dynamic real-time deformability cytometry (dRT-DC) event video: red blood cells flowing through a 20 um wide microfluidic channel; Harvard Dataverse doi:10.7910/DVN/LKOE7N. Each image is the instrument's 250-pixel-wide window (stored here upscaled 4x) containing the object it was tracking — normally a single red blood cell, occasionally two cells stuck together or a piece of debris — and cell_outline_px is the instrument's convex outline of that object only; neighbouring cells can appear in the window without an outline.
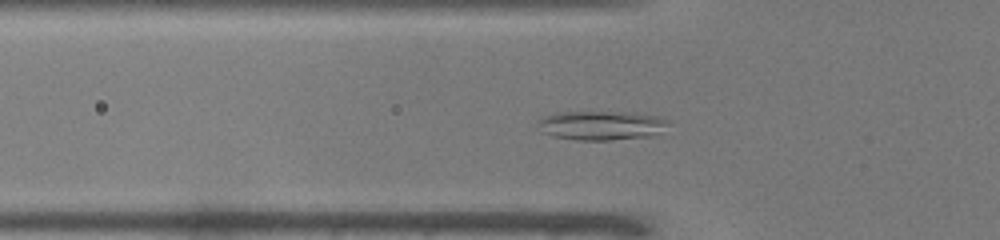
{"species": "common noctule bat (a hibernating species)", "species_latin": "Nyctalus noctula", "temperature_condition": "warm", "stored_images_in_passage": 46, "camera_frame_rate_fps": 3000, "um_per_image_px": 0.085, "animal": {"sex": "male", "body_mass_g": 19.0, "forearm_length_mm": 50.8}, "frame": {"image": 1, "passage_image": 12, "time_ms": 3.667, "image_size_px": [1000, 240], "cell_outline_px": [[672, 120], [656, 136], [612, 140], [576, 140], [552, 136], [540, 132], [536, 124], [536, 120], [544, 116], [560, 112], [624, 112], [664, 116]], "centroid_in_image_um": [51.13, 10.66], "position_along_channel_um": 74.7, "area_um2": 22.77}}
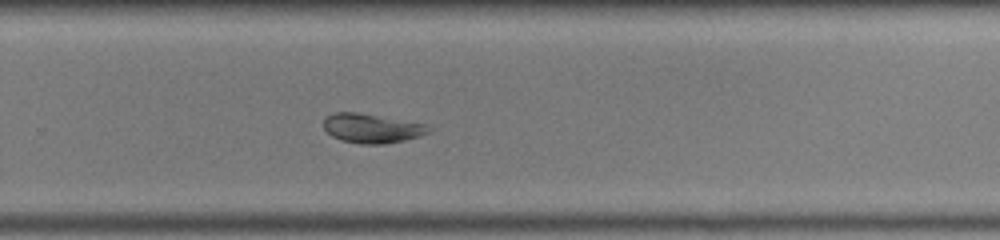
{"frame": {"image": 2, "passage_image": 29, "time_ms": 9.333, "image_size_px": [1000, 240], "cell_outline_px": [[428, 132], [420, 136], [404, 140], [384, 144], [360, 144], [340, 140], [332, 136], [324, 128], [324, 116], [332, 112], [356, 112], [424, 124], [428, 128]], "centroid_in_image_um": [31.51, 10.91], "position_along_channel_um": 298.3, "area_um2": 17.69}}
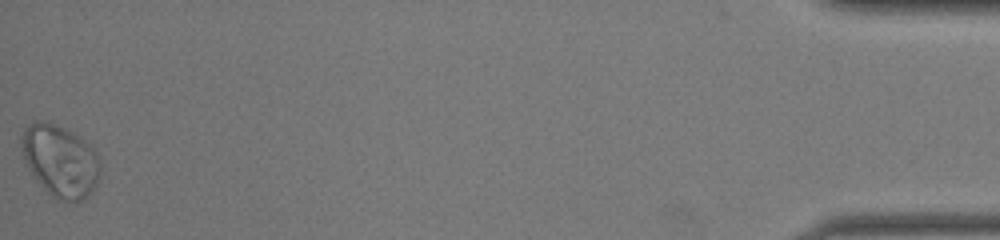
{"frame": {"image": 3, "passage_image": 46, "time_ms": 15.0, "image_size_px": [1000, 240], "cell_outline_px": [[100, 176], [92, 192], [84, 200], [72, 204], [56, 200], [36, 180], [24, 160], [20, 140], [20, 136], [24, 128], [28, 124], [36, 120], [48, 120], [72, 132], [88, 144], [96, 152], [100, 164]], "centroid_in_image_um": [5.11, 13.69], "position_along_channel_um": 430.1, "area_um2": 33.52}, "authors_computed_cell_mechanics": {"area_um2": 22.542, "velocity_mm_per_s": 3.9428, "shape_relaxation_time_tau1_ms": null, "shape_relaxation_time_tau2_ms": 1.9861, "deformation_change_tau1": null, "deformation_change_tau2": 0.0607}}